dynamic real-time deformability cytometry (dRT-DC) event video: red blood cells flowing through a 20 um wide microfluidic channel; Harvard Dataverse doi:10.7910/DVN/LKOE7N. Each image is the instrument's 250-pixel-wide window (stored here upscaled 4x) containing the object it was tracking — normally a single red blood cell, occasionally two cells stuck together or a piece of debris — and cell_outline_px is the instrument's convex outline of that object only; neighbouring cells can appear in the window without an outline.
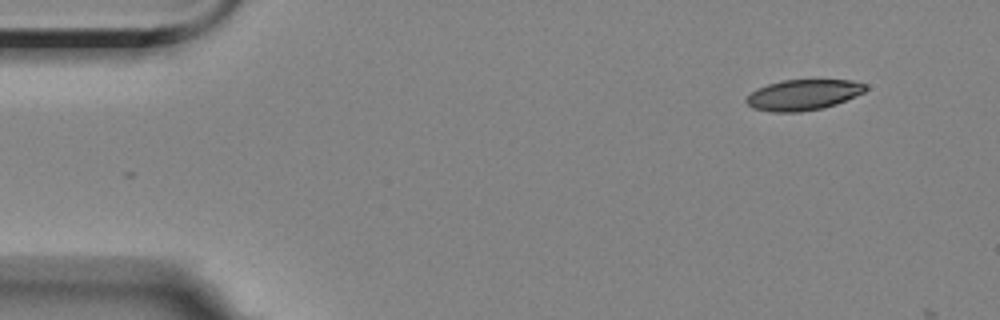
{"species": "Egyptian fruit bat (a non-hibernating species)", "species_latin": "Rousettus aegyptiacus", "temperature_condition": "room temperature", "stored_images_in_passage": 6, "camera_frame_rate_fps": 3000, "um_per_image_px": 0.085, "animal": {"sex": "female"}, "frame": {"image": 1, "passage_image": 1, "time_ms": 0.0, "image_size_px": [1000, 320], "cell_outline_px": [[868, 88], [864, 92], [856, 96], [836, 104], [824, 108], [800, 112], [772, 112], [752, 108], [744, 100], [756, 88], [768, 84], [784, 80], [852, 80], [864, 84]], "centroid_in_image_um": [68.27, 8.07], "position_along_channel_um": 16.7, "area_um2": 21.33}}